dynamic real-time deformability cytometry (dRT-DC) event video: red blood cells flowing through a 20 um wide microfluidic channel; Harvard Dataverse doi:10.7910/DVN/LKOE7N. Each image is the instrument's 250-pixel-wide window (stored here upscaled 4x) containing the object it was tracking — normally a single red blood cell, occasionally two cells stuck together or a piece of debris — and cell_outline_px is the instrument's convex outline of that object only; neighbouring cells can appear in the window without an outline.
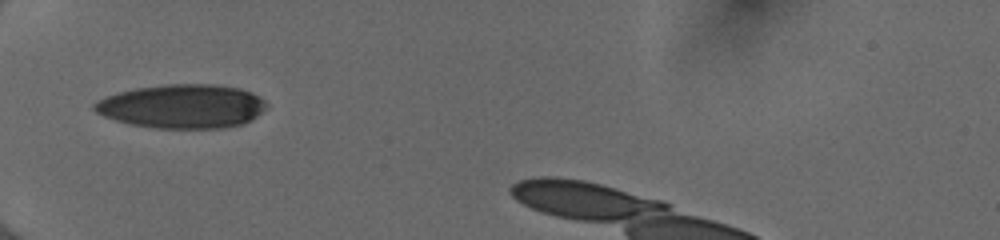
{"species": "human", "species_latin": "Homo sapiens", "temperature_condition": "cold", "stored_images_in_passage": 33, "camera_frame_rate_fps": 3000, "um_per_image_px": 0.085, "donor": {"sex": "female"}, "frame": {"image": 1, "passage_image": 1, "time_ms": 0.0, "image_size_px": [1000, 240], "cell_outline_px": [[268, 108], [244, 124], [224, 128], [156, 128], [132, 124], [116, 120], [104, 116], [96, 112], [92, 108], [92, 104], [108, 96], [120, 92], [136, 88], [164, 84], [216, 84], [240, 88], [252, 92], [260, 96], [268, 104]], "centroid_in_image_um": [15.54, 9.03], "position_along_channel_um": 69.5, "area_um2": 44.16}}
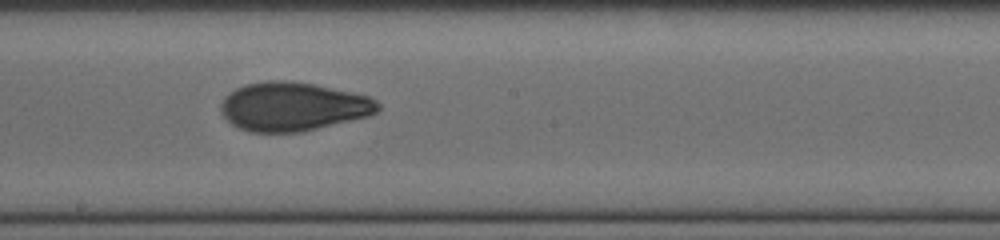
{"frame": {"image": 2, "passage_image": 13, "time_ms": 4.0, "image_size_px": [1000, 240], "cell_outline_px": [[380, 108], [376, 112], [368, 116], [300, 132], [252, 132], [240, 128], [232, 124], [220, 112], [220, 104], [224, 96], [236, 88], [248, 84], [268, 80], [284, 80], [312, 84], [368, 96], [376, 100], [380, 104]], "centroid_in_image_um": [24.87, 9.06], "position_along_channel_um": 223.3, "area_um2": 44.22}}
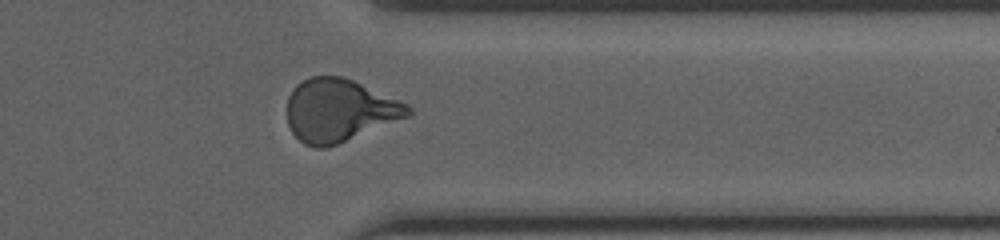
{"frame": {"image": 3, "passage_image": 25, "time_ms": 8.0, "image_size_px": [1000, 240], "cell_outline_px": [[412, 116], [336, 144], [324, 148], [316, 148], [304, 144], [292, 132], [288, 124], [288, 96], [296, 84], [312, 76], [344, 76], [408, 104], [412, 108]], "centroid_in_image_um": [28.86, 9.38], "position_along_channel_um": 382.5, "area_um2": 44.22}}